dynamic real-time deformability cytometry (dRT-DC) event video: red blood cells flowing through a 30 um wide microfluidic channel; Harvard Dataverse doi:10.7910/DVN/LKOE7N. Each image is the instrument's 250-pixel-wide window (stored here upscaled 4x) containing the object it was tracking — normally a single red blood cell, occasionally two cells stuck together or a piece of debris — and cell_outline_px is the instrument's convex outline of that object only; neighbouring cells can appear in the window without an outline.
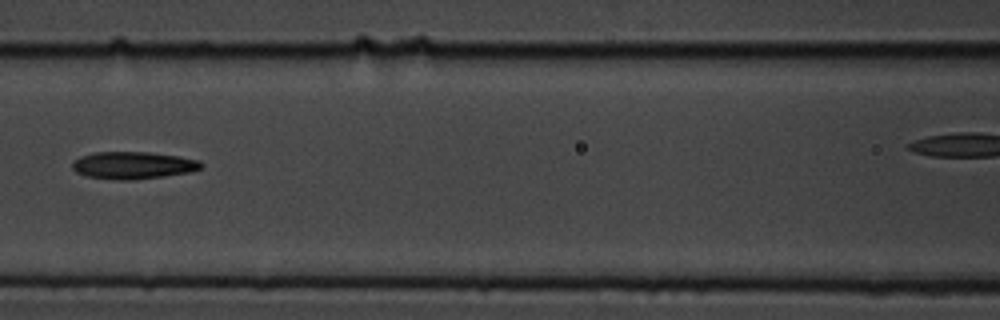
{"species": "common noctule bat (a hibernating species)", "species_latin": "Nyctalus noctula", "temperature_condition": "cold", "stored_images_in_passage": 18, "camera_frame_rate_fps": 3000, "um_per_image_px": 0.085, "animal": {"sex": "male", "body_mass_g": 19.5, "forearm_length_mm": 54.6}, "frame": {"image": 1, "passage_image": 7, "time_ms": 2.0, "image_size_px": [1000, 320], "cell_outline_px": [[204, 164], [200, 168], [188, 172], [164, 176], [132, 180], [116, 180], [88, 176], [76, 172], [72, 168], [72, 160], [80, 156], [96, 152], [148, 152], [180, 156], [200, 160]], "centroid_in_image_um": [11.3, 14.04], "position_along_channel_um": 155.3, "area_um2": 20.52}}
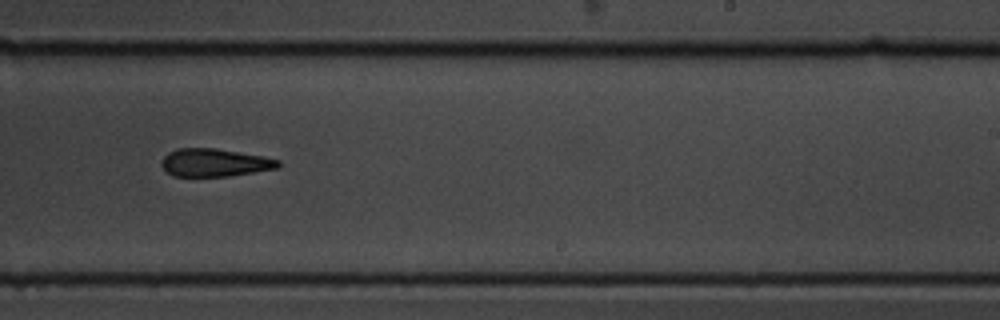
{"frame": {"image": 2, "passage_image": 10, "time_ms": 3.0, "image_size_px": [1000, 320], "cell_outline_px": [[280, 164], [276, 168], [228, 176], [172, 176], [160, 164], [164, 156], [168, 152], [176, 148], [216, 148], [264, 156], [280, 160]], "centroid_in_image_um": [18.22, 13.81], "position_along_channel_um": 270.8, "area_um2": 18.9}}
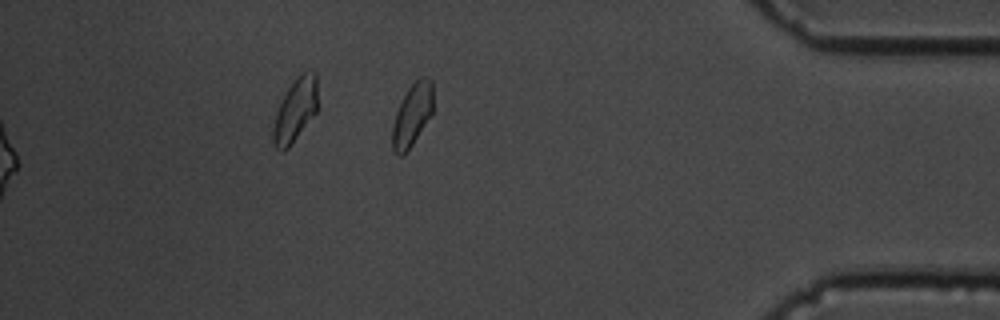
{"frame": {"image": 3, "passage_image": 16, "time_ms": 5.0, "image_size_px": [1000, 320], "cell_outline_px": [[432, 112], [412, 144], [404, 156], [396, 156], [392, 152], [392, 124], [396, 112], [408, 88], [420, 76], [428, 76], [432, 80]], "centroid_in_image_um": [35.01, 9.78], "position_along_channel_um": 400.2, "area_um2": 14.8}}